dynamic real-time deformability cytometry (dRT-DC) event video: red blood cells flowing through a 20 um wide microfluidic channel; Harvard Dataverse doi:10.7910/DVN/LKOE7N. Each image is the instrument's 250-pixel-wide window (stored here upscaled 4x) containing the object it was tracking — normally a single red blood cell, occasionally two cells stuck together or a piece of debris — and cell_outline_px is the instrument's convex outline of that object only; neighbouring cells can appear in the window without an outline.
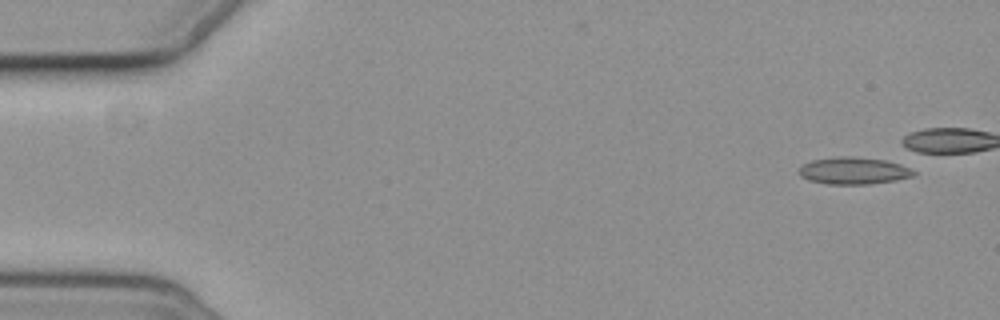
{"species": "common noctule bat (a hibernating species)", "species_latin": "Nyctalus noctula", "temperature_condition": "cold", "stored_images_in_passage": 5, "camera_frame_rate_fps": 3000, "um_per_image_px": 0.085, "animal": {"sex": "female", "body_mass_g": 19.3, "forearm_length_mm": 54.1}, "frame": {"image": 1, "passage_image": 1, "time_ms": 0.0, "image_size_px": [1000, 320], "cell_outline_px": [[916, 172], [912, 176], [896, 180], [868, 184], [828, 184], [808, 180], [800, 176], [800, 168], [804, 164], [812, 160], [840, 156], [852, 156], [888, 160], [900, 164]], "centroid_in_image_um": [72.55, 14.51], "position_along_channel_um": 12.4, "area_um2": 17.98}}